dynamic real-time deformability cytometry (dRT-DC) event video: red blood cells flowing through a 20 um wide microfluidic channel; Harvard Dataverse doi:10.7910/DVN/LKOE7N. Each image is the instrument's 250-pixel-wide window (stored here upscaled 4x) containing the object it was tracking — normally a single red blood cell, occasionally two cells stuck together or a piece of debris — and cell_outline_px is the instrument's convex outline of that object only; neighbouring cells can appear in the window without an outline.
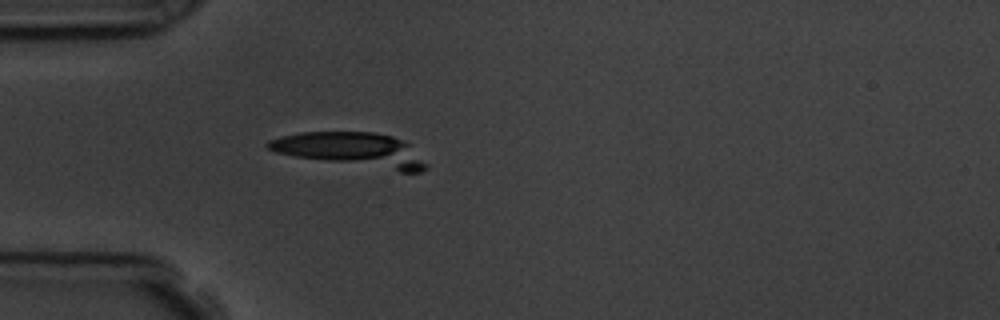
{"species": "common noctule bat (a hibernating species)", "species_latin": "Nyctalus noctula", "temperature_condition": "room temperature", "stored_images_in_passage": 58, "camera_frame_rate_fps": 3000, "um_per_image_px": 0.085, "animal": {"sex": "male", "body_mass_g": 19.5, "forearm_length_mm": 54.6}, "frame": {"image": 1, "passage_image": 17, "time_ms": 5.333, "image_size_px": [1000, 320], "cell_outline_px": [[428, 168], [420, 172], [400, 172], [296, 156], [276, 152], [268, 148], [264, 144], [268, 140], [280, 136], [300, 132], [376, 132], [392, 136], [408, 144], [428, 164]], "centroid_in_image_um": [29.9, 12.72], "position_along_channel_um": 55.1, "area_um2": 31.21}}